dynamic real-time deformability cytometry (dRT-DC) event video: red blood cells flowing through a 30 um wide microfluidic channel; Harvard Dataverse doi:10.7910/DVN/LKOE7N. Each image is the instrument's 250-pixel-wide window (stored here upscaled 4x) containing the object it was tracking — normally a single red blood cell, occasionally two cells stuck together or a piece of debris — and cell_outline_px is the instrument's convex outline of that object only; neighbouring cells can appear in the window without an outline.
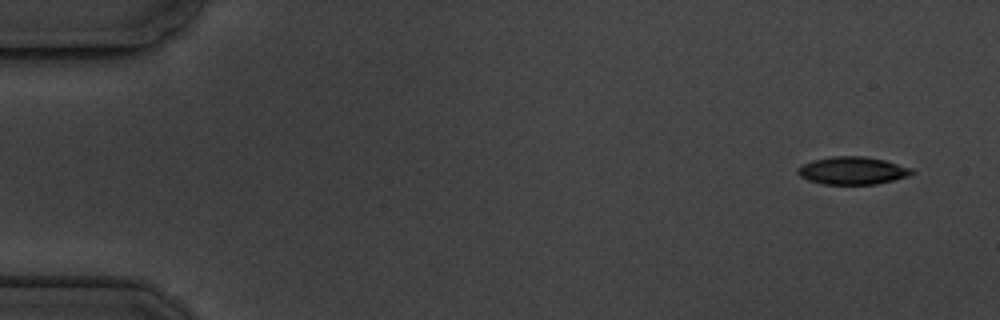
{"species": "common noctule bat (a hibernating species)", "species_latin": "Nyctalus noctula", "temperature_condition": "cold", "stored_images_in_passage": 4, "camera_frame_rate_fps": 3000, "um_per_image_px": 0.085, "animal": {"sex": "male", "body_mass_g": 19.5, "forearm_length_mm": 54.6}, "frame": {"image": 1, "passage_image": 1, "time_ms": 0.0, "image_size_px": [1000, 320], "cell_outline_px": [[916, 172], [908, 176], [876, 184], [824, 184], [808, 180], [800, 176], [796, 172], [796, 168], [812, 160], [832, 156], [864, 156], [884, 160], [912, 168]], "centroid_in_image_um": [72.45, 14.5], "position_along_channel_um": 12.6, "area_um2": 18.38}}
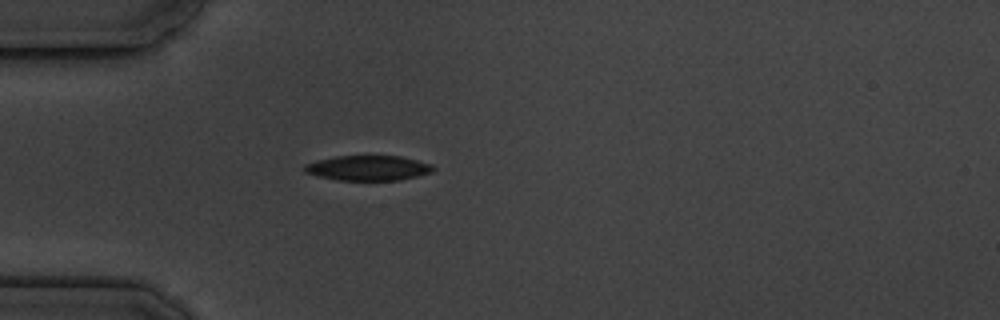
{"frame": {"image": 2, "passage_image": 4, "time_ms": 4.333, "image_size_px": [1000, 320], "cell_outline_px": [[436, 168], [432, 172], [400, 180], [336, 180], [304, 172], [304, 164], [316, 160], [336, 156], [400, 156], [432, 164]], "centroid_in_image_um": [31.29, 14.28], "position_along_channel_um": 53.7, "area_um2": 18.73}}